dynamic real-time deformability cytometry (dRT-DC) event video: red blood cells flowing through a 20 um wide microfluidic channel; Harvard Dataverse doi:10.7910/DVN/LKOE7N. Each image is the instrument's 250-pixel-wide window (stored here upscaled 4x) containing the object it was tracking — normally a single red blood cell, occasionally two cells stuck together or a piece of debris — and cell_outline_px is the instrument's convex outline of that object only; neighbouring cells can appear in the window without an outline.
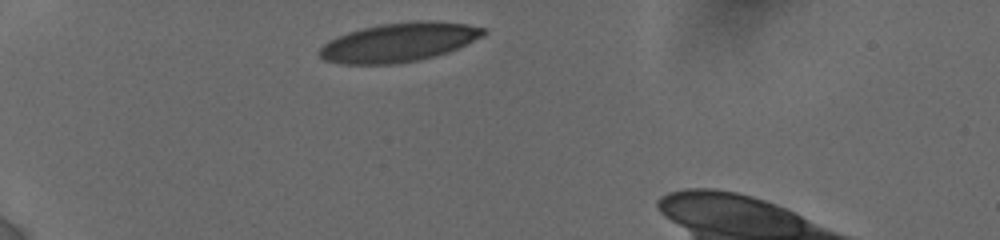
{"species": "human", "species_latin": "Homo sapiens", "temperature_condition": "cold", "stored_images_in_passage": 12, "camera_frame_rate_fps": 3000, "um_per_image_px": 0.085, "donor": {"sex": "female"}, "frame": {"image": 1, "passage_image": 1, "time_ms": 0.0, "image_size_px": [1000, 240], "cell_outline_px": [[488, 32], [484, 36], [460, 48], [436, 56], [420, 60], [396, 64], [340, 64], [324, 60], [316, 52], [328, 40], [336, 36], [348, 32], [380, 24], [412, 20], [432, 20], [468, 24], [488, 28]], "centroid_in_image_um": [33.95, 3.59], "position_along_channel_um": 51.0, "area_um2": 37.97}}
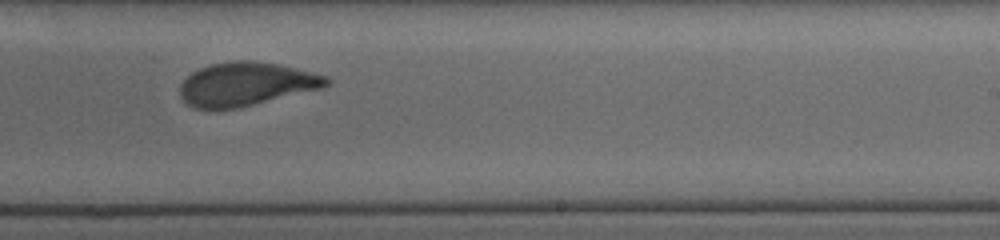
{"frame": {"image": 2, "passage_image": 7, "time_ms": 6.667, "image_size_px": [1000, 240], "cell_outline_px": [[332, 80], [324, 88], [236, 108], [196, 108], [188, 104], [180, 96], [180, 84], [192, 72], [200, 68], [212, 64], [236, 60], [244, 60], [276, 64], [296, 68], [328, 76]], "centroid_in_image_um": [20.95, 7.14], "position_along_channel_um": 268.1, "area_um2": 36.76}}
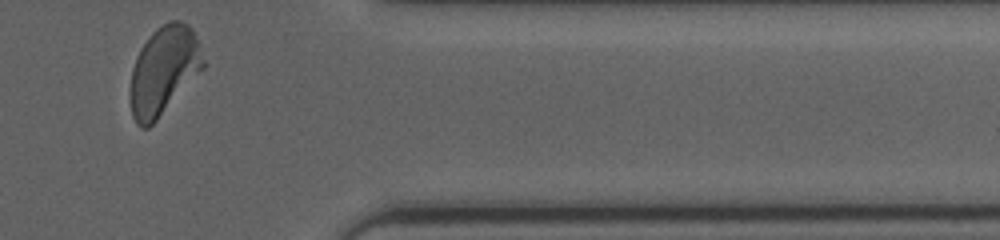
{"frame": {"image": 3, "passage_image": 12, "time_ms": 10.333, "image_size_px": [1000, 240], "cell_outline_px": [[204, 68], [156, 120], [148, 128], [140, 128], [136, 124], [132, 116], [132, 68], [136, 56], [140, 48], [152, 32], [156, 28], [172, 20], [180, 20], [188, 24], [192, 28], [204, 60]], "centroid_in_image_um": [13.92, 5.97], "position_along_channel_um": 397.5, "area_um2": 36.88}, "authors_computed_cell_mechanics": {"area_um2": 37.8301, "velocity_mm_per_s": 3.8238, "shape_relaxation_time_tau1_ms": 3.4989, "shape_relaxation_time_tau2_ms": 0.8757, "deformation_change_tau1": 0.1485, "deformation_change_tau2": 0.0478}}